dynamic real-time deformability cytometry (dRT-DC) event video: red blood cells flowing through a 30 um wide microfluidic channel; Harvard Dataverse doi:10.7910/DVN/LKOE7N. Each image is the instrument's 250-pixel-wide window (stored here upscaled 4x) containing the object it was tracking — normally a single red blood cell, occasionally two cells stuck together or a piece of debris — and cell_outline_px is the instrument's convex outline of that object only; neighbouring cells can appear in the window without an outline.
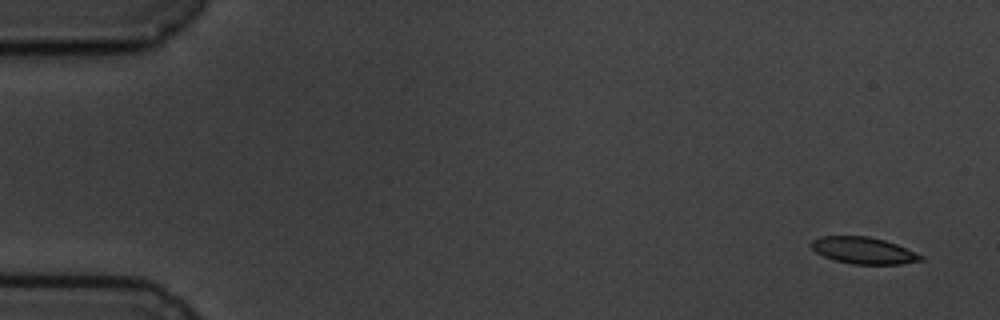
{"species": "common noctule bat (a hibernating species)", "species_latin": "Nyctalus noctula", "temperature_condition": "cold", "stored_images_in_passage": 5, "camera_frame_rate_fps": 3000, "um_per_image_px": 0.085, "animal": {"sex": "male", "body_mass_g": 19.5, "forearm_length_mm": 54.6}, "frame": {"image": 1, "passage_image": 1, "time_ms": 0.0, "image_size_px": [1000, 320], "cell_outline_px": [[924, 260], [900, 264], [852, 264], [836, 260], [824, 256], [816, 252], [808, 244], [812, 240], [820, 236], [868, 236], [884, 240], [896, 244], [924, 256]], "centroid_in_image_um": [73.38, 21.29], "position_along_channel_um": 11.6, "area_um2": 16.99}}
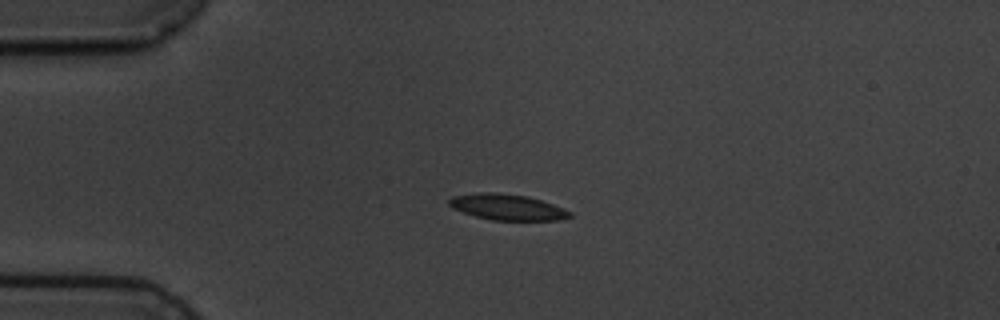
{"frame": {"image": 2, "passage_image": 4, "time_ms": 3.667, "image_size_px": [1000, 320], "cell_outline_px": [[572, 216], [560, 220], [492, 220], [476, 216], [452, 208], [448, 204], [448, 200], [452, 196], [476, 192], [496, 192], [528, 196], [564, 208], [572, 212]], "centroid_in_image_um": [43.11, 17.59], "position_along_channel_um": 41.9, "area_um2": 18.26}}